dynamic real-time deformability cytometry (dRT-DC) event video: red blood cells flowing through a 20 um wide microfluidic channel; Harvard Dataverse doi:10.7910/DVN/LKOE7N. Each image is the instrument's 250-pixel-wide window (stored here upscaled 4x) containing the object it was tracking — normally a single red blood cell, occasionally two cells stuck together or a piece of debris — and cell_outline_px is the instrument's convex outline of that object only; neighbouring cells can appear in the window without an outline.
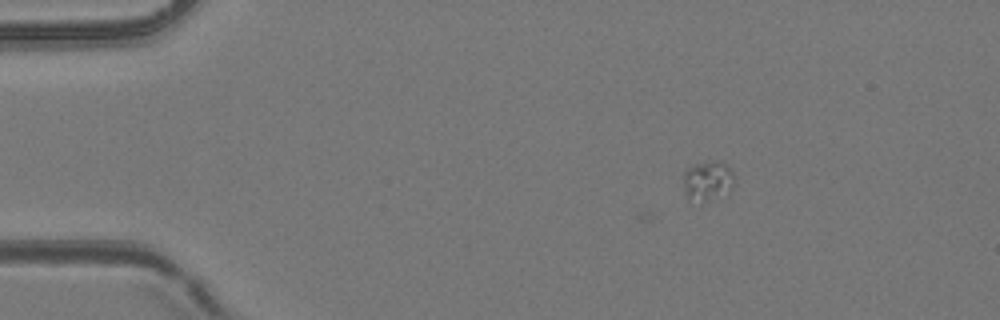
{"species": "common noctule bat (a hibernating species)", "species_latin": "Nyctalus noctula", "temperature_condition": "room temperature", "stored_images_in_passage": 2, "camera_frame_rate_fps": 3000, "um_per_image_px": 0.085, "animal": {"sex": "female", "body_mass_g": 24.6, "forearm_length_mm": 56.2}, "frame": {"image": 1, "passage_image": 2, "time_ms": 0.333, "image_size_px": [1000, 320], "cell_outline_px": [[736, 184], [732, 188], [704, 200], [688, 196], [684, 184], [684, 172], [688, 168], [696, 164], [712, 160], [716, 160], [724, 164], [736, 176]], "centroid_in_image_um": [60.21, 15.27], "position_along_channel_um": 24.8, "area_um2": 11.04}}